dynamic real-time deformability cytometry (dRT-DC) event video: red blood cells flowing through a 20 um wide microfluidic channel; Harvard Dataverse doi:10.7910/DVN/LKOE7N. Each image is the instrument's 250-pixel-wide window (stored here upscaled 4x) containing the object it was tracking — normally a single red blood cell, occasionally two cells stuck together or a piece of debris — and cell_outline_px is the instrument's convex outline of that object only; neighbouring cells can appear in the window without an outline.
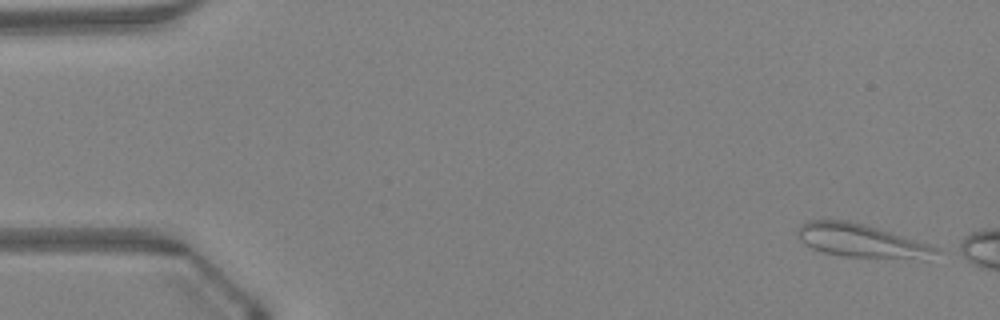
{"species": "Egyptian fruit bat (a non-hibernating species)", "species_latin": "Rousettus aegyptiacus", "temperature_condition": "warm", "stored_images_in_passage": 6, "camera_frame_rate_fps": 3000, "um_per_image_px": 0.085, "animal": {"sex": "female"}, "frame": {"image": 1, "passage_image": 1, "time_ms": 0.0, "image_size_px": [1000, 320], "cell_outline_px": [[940, 252], [924, 260], [920, 260], [844, 256], [824, 252], [812, 248], [804, 244], [800, 240], [796, 232], [796, 228], [800, 224], [808, 220], [848, 220], [864, 224], [940, 248]], "centroid_in_image_um": [73.19, 20.48], "position_along_channel_um": 11.8, "area_um2": 26.99}}